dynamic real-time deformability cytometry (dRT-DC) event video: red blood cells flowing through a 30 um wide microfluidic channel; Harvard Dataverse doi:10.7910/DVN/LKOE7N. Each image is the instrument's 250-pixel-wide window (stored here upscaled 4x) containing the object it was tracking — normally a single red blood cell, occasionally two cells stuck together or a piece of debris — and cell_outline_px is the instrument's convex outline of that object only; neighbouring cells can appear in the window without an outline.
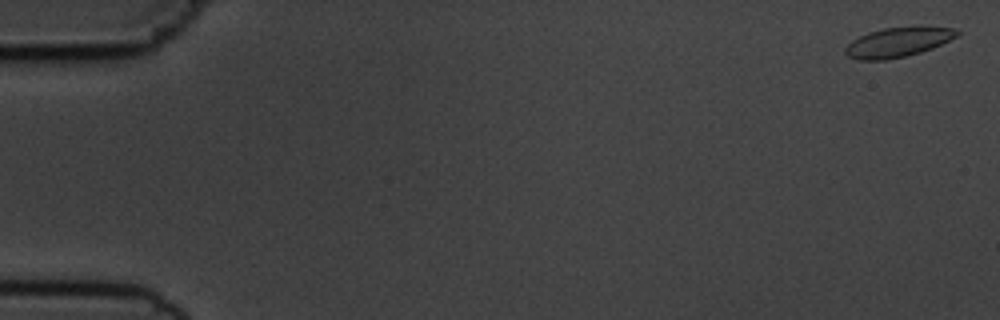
{"species": "common noctule bat (a hibernating species)", "species_latin": "Nyctalus noctula", "temperature_condition": "cold", "stored_images_in_passage": 15, "camera_frame_rate_fps": 3000, "um_per_image_px": 0.085, "animal": {"sex": "male", "body_mass_g": 19.5, "forearm_length_mm": 54.6}, "frame": {"image": 1, "passage_image": 1, "time_ms": 0.0, "image_size_px": [1000, 320], "cell_outline_px": [[960, 32], [956, 36], [932, 48], [920, 52], [904, 56], [884, 60], [860, 60], [848, 56], [844, 52], [844, 48], [852, 40], [868, 32], [884, 28], [952, 28]], "centroid_in_image_um": [76.23, 3.61], "position_along_channel_um": 8.8, "area_um2": 18.55}}
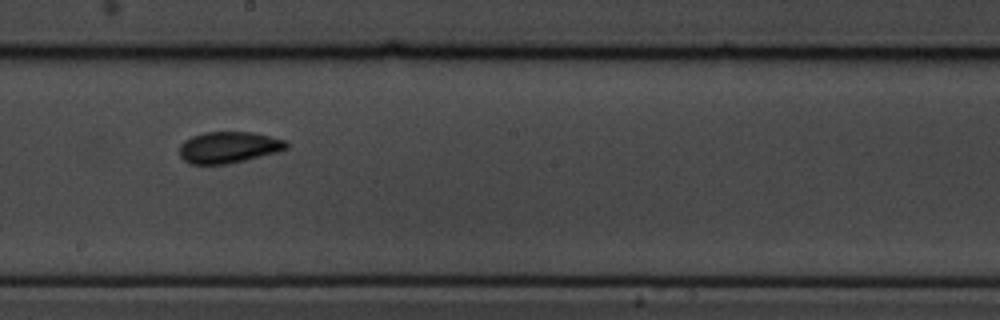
{"frame": {"image": 2, "passage_image": 9, "time_ms": 10.0, "image_size_px": [1000, 320], "cell_outline_px": [[288, 148], [276, 152], [228, 164], [188, 164], [180, 156], [180, 144], [184, 140], [192, 136], [204, 132], [252, 132], [284, 140], [288, 144]], "centroid_in_image_um": [19.39, 12.52], "position_along_channel_um": 228.8, "area_um2": 19.42}}
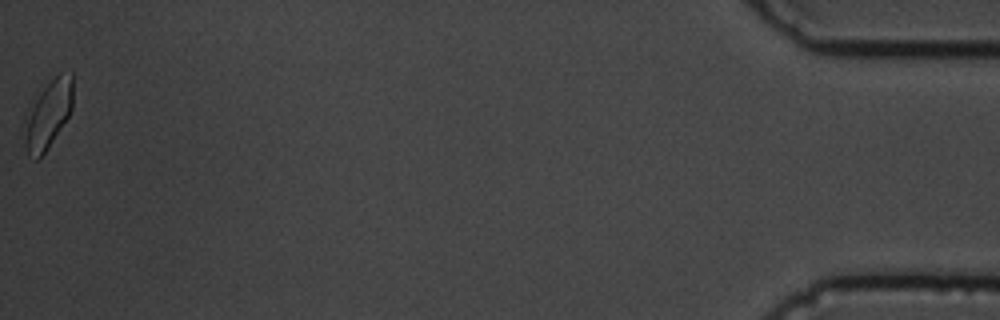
{"frame": {"image": 3, "passage_image": 15, "time_ms": 18.0, "image_size_px": [1000, 320], "cell_outline_px": [[72, 108], [68, 116], [40, 160], [36, 160], [28, 152], [24, 144], [24, 140], [28, 120], [32, 108], [40, 92], [60, 72], [72, 72]], "centroid_in_image_um": [4.15, 9.74], "position_along_channel_um": 431.1, "area_um2": 18.15}, "authors_computed_cell_mechanics": {"area_um2": 18.9584, "velocity_mm_per_s": 3.6762, "shape_relaxation_time_tau1_ms": 2.1537, "shape_relaxation_time_tau2_ms": 0.7355, "deformation_change_tau1": 0.0666, "deformation_change_tau2": 0.0352}}